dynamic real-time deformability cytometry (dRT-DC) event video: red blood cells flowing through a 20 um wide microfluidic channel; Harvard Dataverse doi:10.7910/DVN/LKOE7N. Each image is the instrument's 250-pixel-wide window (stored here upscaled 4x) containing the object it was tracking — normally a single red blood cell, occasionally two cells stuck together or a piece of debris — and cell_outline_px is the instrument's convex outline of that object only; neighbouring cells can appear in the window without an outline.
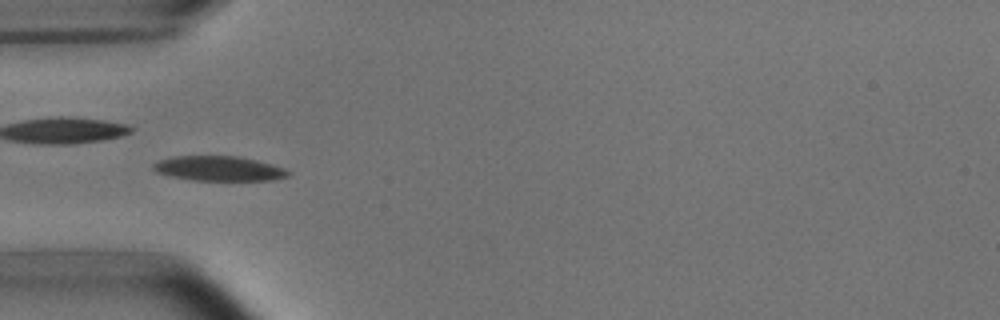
{"species": "common noctule bat (a hibernating species)", "species_latin": "Nyctalus noctula", "temperature_condition": "room temperature", "stored_images_in_passage": 4, "camera_frame_rate_fps": 3000, "um_per_image_px": 0.085, "animal": {"sex": "male", "body_mass_g": 15.6}, "frame": {"image": 1, "passage_image": 4, "time_ms": 3.333, "image_size_px": [1000, 320], "cell_outline_px": [[292, 172], [288, 176], [272, 180], [192, 180], [172, 176], [156, 172], [152, 168], [152, 164], [160, 160], [176, 156], [240, 156], [272, 164], [284, 168]], "centroid_in_image_um": [18.63, 14.32], "position_along_channel_um": 66.4, "area_um2": 19.42}}